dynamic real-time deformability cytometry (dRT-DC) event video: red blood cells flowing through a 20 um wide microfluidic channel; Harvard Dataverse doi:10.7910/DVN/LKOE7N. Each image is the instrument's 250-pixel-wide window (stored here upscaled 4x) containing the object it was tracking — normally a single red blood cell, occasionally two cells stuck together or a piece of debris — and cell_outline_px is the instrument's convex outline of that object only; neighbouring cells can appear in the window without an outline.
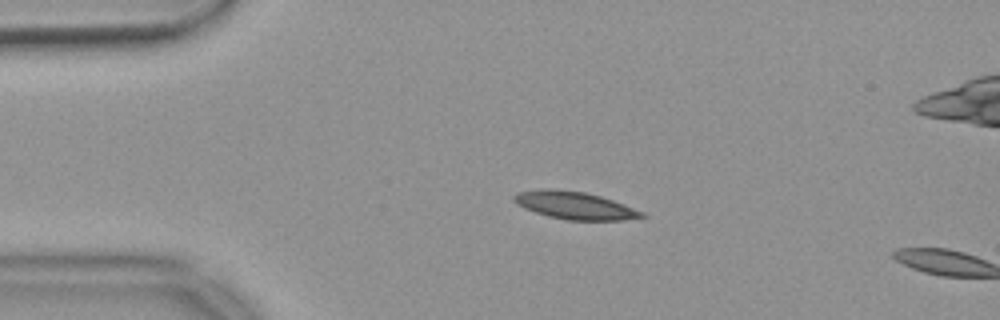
{"species": "common noctule bat (a hibernating species)", "species_latin": "Nyctalus noctula", "temperature_condition": "warm", "stored_images_in_passage": 45, "camera_frame_rate_fps": 3000, "um_per_image_px": 0.085, "animal": {"sex": "female", "body_mass_g": 18.4}, "frame": {"image": 1, "passage_image": 1, "time_ms": 0.0, "image_size_px": [1000, 320], "cell_outline_px": [[648, 216], [624, 220], [568, 220], [548, 216], [524, 208], [516, 204], [512, 200], [512, 196], [520, 192], [544, 188], [552, 188], [584, 192], [600, 196], [624, 204], [644, 212]], "centroid_in_image_um": [48.85, 17.46], "position_along_channel_um": 36.2, "area_um2": 20.52}}
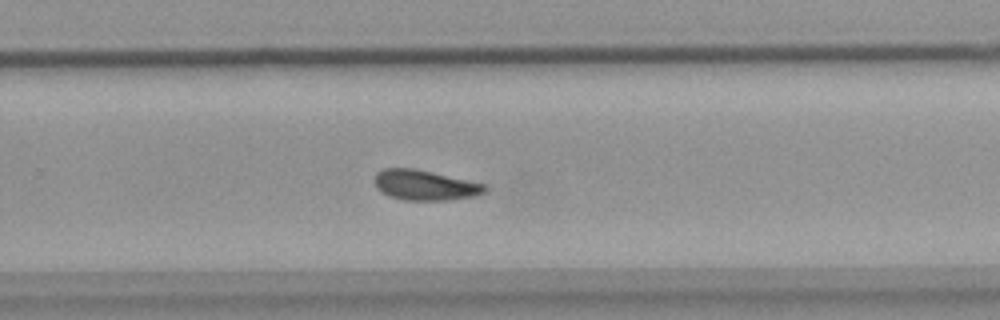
{"frame": {"image": 2, "passage_image": 25, "time_ms": 8.0, "image_size_px": [1000, 320], "cell_outline_px": [[488, 192], [476, 196], [448, 200], [404, 200], [388, 196], [376, 188], [372, 180], [376, 172], [384, 168], [416, 168], [488, 184]], "centroid_in_image_um": [36.14, 15.73], "position_along_channel_um": 293.7, "area_um2": 20.0}}
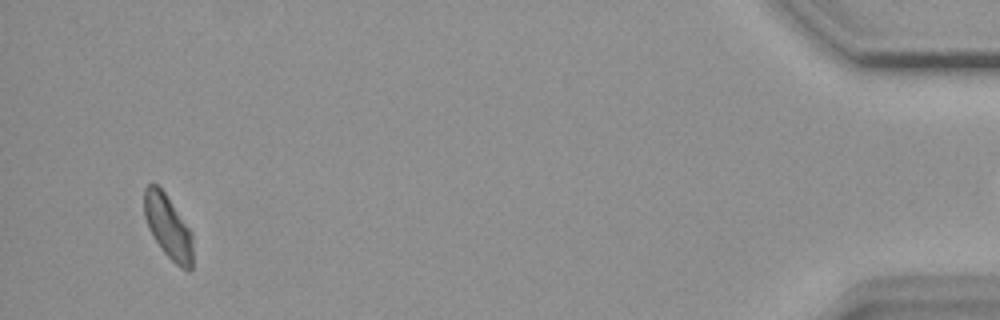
{"frame": {"image": 3, "passage_image": 42, "time_ms": 13.667, "image_size_px": [1000, 320], "cell_outline_px": [[192, 272], [188, 272], [180, 268], [160, 248], [152, 236], [148, 228], [144, 216], [144, 188], [148, 184], [156, 184], [164, 192], [192, 232]], "centroid_in_image_um": [14.28, 19.32], "position_along_channel_um": 420.9, "area_um2": 18.09}, "authors_computed_cell_mechanics": {"area_um2": 19.8254, "velocity_mm_per_s": 3.6511, "shape_relaxation_time_tau1_ms": 7.5201, "shape_relaxation_time_tau2_ms": 5.9275, "deformation_change_tau1": 0.1658, "deformation_change_tau2": 0.1262}}